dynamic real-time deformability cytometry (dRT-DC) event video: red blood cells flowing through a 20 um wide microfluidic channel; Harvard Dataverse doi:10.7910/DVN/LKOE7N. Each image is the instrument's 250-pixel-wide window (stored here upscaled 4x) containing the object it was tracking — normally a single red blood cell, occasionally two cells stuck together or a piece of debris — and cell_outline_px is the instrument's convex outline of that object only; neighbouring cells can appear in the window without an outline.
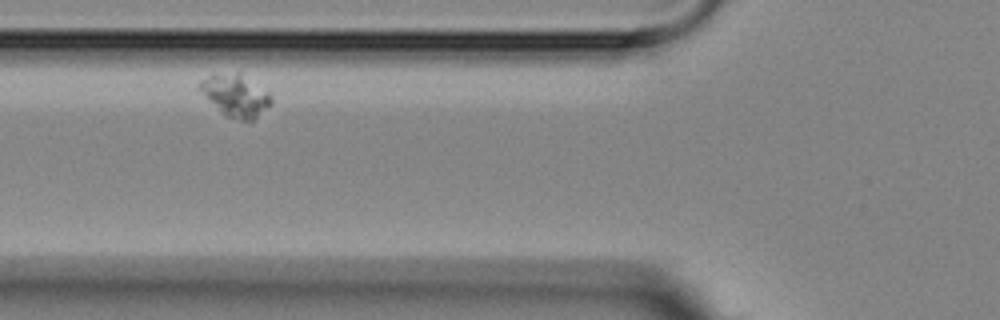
{"species": "Egyptian fruit bat (a non-hibernating species)", "species_latin": "Rousettus aegyptiacus", "temperature_condition": "room temperature", "stored_images_in_passage": 7, "segment_of_instrument_passage": [2, 2], "camera_frame_rate_fps": 3000, "um_per_image_px": 0.085, "animal": {"sex": "female"}, "frame": {"image": 1, "passage_image": 6, "time_ms": 6.667, "image_size_px": [1000, 320], "cell_outline_px": [[272, 100], [252, 120], [240, 120], [228, 116], [220, 112], [196, 88], [200, 80], [208, 76], [236, 72], [268, 92], [272, 96]], "centroid_in_image_um": [19.94, 8.11], "position_along_channel_um": 105.9, "area_um2": 16.88}}
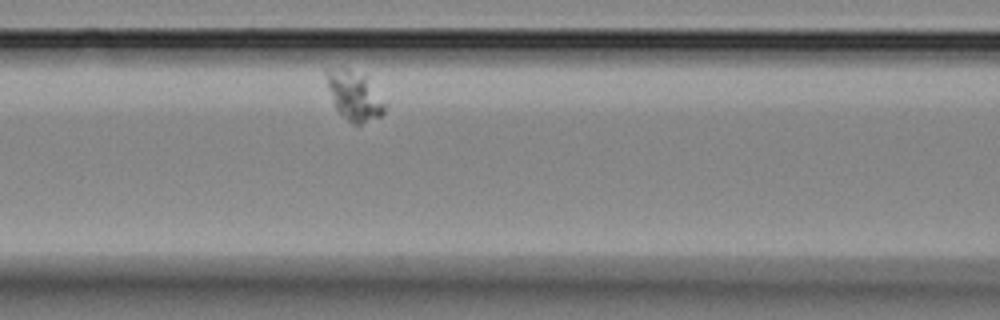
{"frame": {"image": 2, "passage_image": 7, "time_ms": 7.667, "image_size_px": [1000, 320], "cell_outline_px": [[384, 112], [380, 116], [360, 124], [356, 124], [348, 120], [336, 108], [332, 100], [324, 72], [324, 68], [340, 64], [368, 76], [384, 104]], "centroid_in_image_um": [30.05, 8.01], "position_along_channel_um": 136.6, "area_um2": 16.94}}